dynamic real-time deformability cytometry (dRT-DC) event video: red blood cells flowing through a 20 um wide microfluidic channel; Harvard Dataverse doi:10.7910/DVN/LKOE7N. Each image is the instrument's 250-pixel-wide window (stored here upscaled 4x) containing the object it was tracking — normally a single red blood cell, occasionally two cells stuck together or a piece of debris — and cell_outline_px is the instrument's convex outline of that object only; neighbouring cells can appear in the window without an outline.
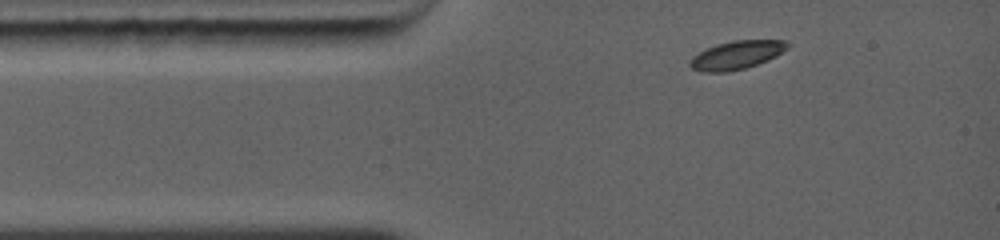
{"species": "common noctule bat (a hibernating species)", "species_latin": "Nyctalus noctula", "temperature_condition": "warm", "stored_images_in_passage": 5, "camera_frame_rate_fps": 5000, "um_per_image_px": 0.085, "animal": {"sex": "female", "body_mass_g": 19.0, "forearm_length_mm": 56.7}, "frame": {"image": 1, "passage_image": 1, "time_ms": 0.0, "image_size_px": [1000, 240], "cell_outline_px": [[792, 44], [788, 48], [776, 56], [768, 60], [744, 68], [728, 72], [700, 72], [692, 68], [688, 64], [688, 60], [692, 56], [716, 44], [732, 40], [788, 40]], "centroid_in_image_um": [62.62, 4.67], "position_along_channel_um": 22.4, "area_um2": 16.3}}
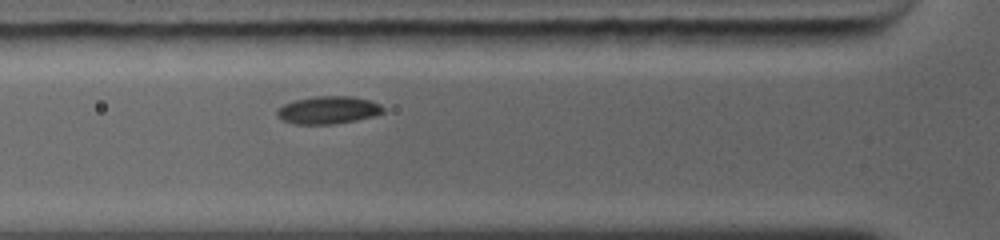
{"frame": {"image": 2, "passage_image": 4, "time_ms": 2.4, "image_size_px": [1000, 240], "cell_outline_px": [[384, 112], [372, 116], [352, 120], [328, 124], [296, 124], [284, 120], [276, 112], [284, 104], [296, 100], [312, 96], [352, 96], [368, 100], [380, 104], [384, 108]], "centroid_in_image_um": [27.91, 9.33], "position_along_channel_um": 97.9, "area_um2": 16.65}}
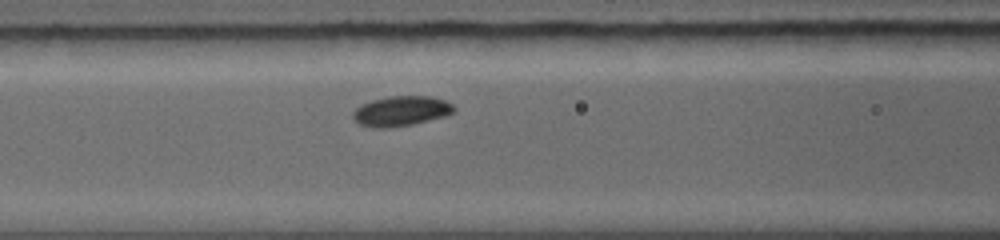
{"frame": {"image": 3, "passage_image": 5, "time_ms": 3.2, "image_size_px": [1000, 240], "cell_outline_px": [[456, 108], [452, 112], [440, 116], [408, 124], [360, 124], [352, 116], [352, 112], [360, 104], [372, 100], [388, 96], [432, 96], [448, 100]], "centroid_in_image_um": [34.13, 9.34], "position_along_channel_um": 132.5, "area_um2": 16.47}}